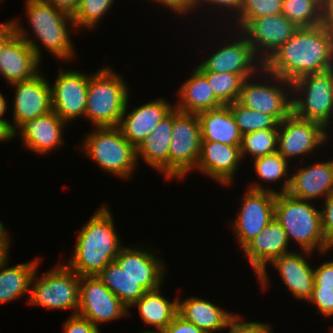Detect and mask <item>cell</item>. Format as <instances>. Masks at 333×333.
<instances>
[{"mask_svg": "<svg viewBox=\"0 0 333 333\" xmlns=\"http://www.w3.org/2000/svg\"><path fill=\"white\" fill-rule=\"evenodd\" d=\"M323 24L333 29V0H325L322 4Z\"/></svg>", "mask_w": 333, "mask_h": 333, "instance_id": "obj_50", "label": "cell"}, {"mask_svg": "<svg viewBox=\"0 0 333 333\" xmlns=\"http://www.w3.org/2000/svg\"><path fill=\"white\" fill-rule=\"evenodd\" d=\"M328 137L322 124L291 113L278 124L277 151L288 161L313 153L320 144L326 143Z\"/></svg>", "mask_w": 333, "mask_h": 333, "instance_id": "obj_15", "label": "cell"}, {"mask_svg": "<svg viewBox=\"0 0 333 333\" xmlns=\"http://www.w3.org/2000/svg\"><path fill=\"white\" fill-rule=\"evenodd\" d=\"M242 320L241 315H235L229 323L228 333H273L272 326L268 323L241 322Z\"/></svg>", "mask_w": 333, "mask_h": 333, "instance_id": "obj_41", "label": "cell"}, {"mask_svg": "<svg viewBox=\"0 0 333 333\" xmlns=\"http://www.w3.org/2000/svg\"><path fill=\"white\" fill-rule=\"evenodd\" d=\"M173 127V109L136 148L137 161H144L169 179V144ZM140 156V157H139Z\"/></svg>", "mask_w": 333, "mask_h": 333, "instance_id": "obj_26", "label": "cell"}, {"mask_svg": "<svg viewBox=\"0 0 333 333\" xmlns=\"http://www.w3.org/2000/svg\"><path fill=\"white\" fill-rule=\"evenodd\" d=\"M278 129L257 130L242 136L241 156L250 154L253 158L277 152ZM246 154V155H245Z\"/></svg>", "mask_w": 333, "mask_h": 333, "instance_id": "obj_36", "label": "cell"}, {"mask_svg": "<svg viewBox=\"0 0 333 333\" xmlns=\"http://www.w3.org/2000/svg\"><path fill=\"white\" fill-rule=\"evenodd\" d=\"M128 97L124 79L113 68L104 67L89 75L84 117L95 128L118 127Z\"/></svg>", "mask_w": 333, "mask_h": 333, "instance_id": "obj_4", "label": "cell"}, {"mask_svg": "<svg viewBox=\"0 0 333 333\" xmlns=\"http://www.w3.org/2000/svg\"><path fill=\"white\" fill-rule=\"evenodd\" d=\"M15 33L14 20L0 23V50L2 46L8 41V39Z\"/></svg>", "mask_w": 333, "mask_h": 333, "instance_id": "obj_49", "label": "cell"}, {"mask_svg": "<svg viewBox=\"0 0 333 333\" xmlns=\"http://www.w3.org/2000/svg\"><path fill=\"white\" fill-rule=\"evenodd\" d=\"M274 218L286 232L288 241L294 239L306 251L326 254L332 248L327 244L321 221V211L312 201L295 198L288 193H277Z\"/></svg>", "mask_w": 333, "mask_h": 333, "instance_id": "obj_3", "label": "cell"}, {"mask_svg": "<svg viewBox=\"0 0 333 333\" xmlns=\"http://www.w3.org/2000/svg\"><path fill=\"white\" fill-rule=\"evenodd\" d=\"M284 180L278 193L308 201L322 196L326 198L333 192V160L300 168Z\"/></svg>", "mask_w": 333, "mask_h": 333, "instance_id": "obj_20", "label": "cell"}, {"mask_svg": "<svg viewBox=\"0 0 333 333\" xmlns=\"http://www.w3.org/2000/svg\"><path fill=\"white\" fill-rule=\"evenodd\" d=\"M308 302L317 305V314L321 313L326 317L333 316V289L313 287L312 294Z\"/></svg>", "mask_w": 333, "mask_h": 333, "instance_id": "obj_40", "label": "cell"}, {"mask_svg": "<svg viewBox=\"0 0 333 333\" xmlns=\"http://www.w3.org/2000/svg\"><path fill=\"white\" fill-rule=\"evenodd\" d=\"M240 146L201 141L200 158L195 170L199 169L219 184H231L242 160Z\"/></svg>", "mask_w": 333, "mask_h": 333, "instance_id": "obj_22", "label": "cell"}, {"mask_svg": "<svg viewBox=\"0 0 333 333\" xmlns=\"http://www.w3.org/2000/svg\"><path fill=\"white\" fill-rule=\"evenodd\" d=\"M6 99L0 92V124L11 134V123L7 121L3 116L7 111Z\"/></svg>", "mask_w": 333, "mask_h": 333, "instance_id": "obj_51", "label": "cell"}, {"mask_svg": "<svg viewBox=\"0 0 333 333\" xmlns=\"http://www.w3.org/2000/svg\"><path fill=\"white\" fill-rule=\"evenodd\" d=\"M324 200L325 207L321 210L322 231L327 244L333 249V192Z\"/></svg>", "mask_w": 333, "mask_h": 333, "instance_id": "obj_42", "label": "cell"}, {"mask_svg": "<svg viewBox=\"0 0 333 333\" xmlns=\"http://www.w3.org/2000/svg\"><path fill=\"white\" fill-rule=\"evenodd\" d=\"M160 333H205L191 322L185 320L179 314Z\"/></svg>", "mask_w": 333, "mask_h": 333, "instance_id": "obj_45", "label": "cell"}, {"mask_svg": "<svg viewBox=\"0 0 333 333\" xmlns=\"http://www.w3.org/2000/svg\"><path fill=\"white\" fill-rule=\"evenodd\" d=\"M288 244L286 232L273 218L264 230L242 249L259 279L261 288L266 290L268 286L267 264L288 253Z\"/></svg>", "mask_w": 333, "mask_h": 333, "instance_id": "obj_19", "label": "cell"}, {"mask_svg": "<svg viewBox=\"0 0 333 333\" xmlns=\"http://www.w3.org/2000/svg\"><path fill=\"white\" fill-rule=\"evenodd\" d=\"M287 161L278 151L262 157L254 159V168L257 177L263 182H276L283 179L284 176H289Z\"/></svg>", "mask_w": 333, "mask_h": 333, "instance_id": "obj_39", "label": "cell"}, {"mask_svg": "<svg viewBox=\"0 0 333 333\" xmlns=\"http://www.w3.org/2000/svg\"><path fill=\"white\" fill-rule=\"evenodd\" d=\"M140 248L122 246L114 261L128 277L139 282L146 291L156 290L164 283V262L160 257H155L156 254L153 255L152 251Z\"/></svg>", "mask_w": 333, "mask_h": 333, "instance_id": "obj_21", "label": "cell"}, {"mask_svg": "<svg viewBox=\"0 0 333 333\" xmlns=\"http://www.w3.org/2000/svg\"><path fill=\"white\" fill-rule=\"evenodd\" d=\"M184 300L178 297V314L205 333L228 329L231 319L236 315L206 299L189 297Z\"/></svg>", "mask_w": 333, "mask_h": 333, "instance_id": "obj_27", "label": "cell"}, {"mask_svg": "<svg viewBox=\"0 0 333 333\" xmlns=\"http://www.w3.org/2000/svg\"><path fill=\"white\" fill-rule=\"evenodd\" d=\"M298 28L286 16L277 14L252 19L240 32L246 36L255 55L265 63Z\"/></svg>", "mask_w": 333, "mask_h": 333, "instance_id": "obj_16", "label": "cell"}, {"mask_svg": "<svg viewBox=\"0 0 333 333\" xmlns=\"http://www.w3.org/2000/svg\"><path fill=\"white\" fill-rule=\"evenodd\" d=\"M201 152V124L197 114L173 108L169 144V179L187 176L198 164ZM189 172V173H188Z\"/></svg>", "mask_w": 333, "mask_h": 333, "instance_id": "obj_9", "label": "cell"}, {"mask_svg": "<svg viewBox=\"0 0 333 333\" xmlns=\"http://www.w3.org/2000/svg\"><path fill=\"white\" fill-rule=\"evenodd\" d=\"M114 225L111 212L102 205L79 230L74 256L66 261L79 276L97 275L118 256L123 245Z\"/></svg>", "mask_w": 333, "mask_h": 333, "instance_id": "obj_2", "label": "cell"}, {"mask_svg": "<svg viewBox=\"0 0 333 333\" xmlns=\"http://www.w3.org/2000/svg\"><path fill=\"white\" fill-rule=\"evenodd\" d=\"M154 2L164 5V7H168L170 11H174L180 15H188L189 12L192 13L193 10H196L197 4V0H154Z\"/></svg>", "mask_w": 333, "mask_h": 333, "instance_id": "obj_46", "label": "cell"}, {"mask_svg": "<svg viewBox=\"0 0 333 333\" xmlns=\"http://www.w3.org/2000/svg\"><path fill=\"white\" fill-rule=\"evenodd\" d=\"M128 101L129 97L118 128L121 130L123 136L137 148L174 106H170V103L168 104L166 99L159 98L133 108L128 113Z\"/></svg>", "mask_w": 333, "mask_h": 333, "instance_id": "obj_23", "label": "cell"}, {"mask_svg": "<svg viewBox=\"0 0 333 333\" xmlns=\"http://www.w3.org/2000/svg\"><path fill=\"white\" fill-rule=\"evenodd\" d=\"M239 33L240 31L237 35L236 33L234 35L237 40L233 37V43L232 41L230 44L226 43L225 45L224 43L220 48H217L215 53L213 52L211 56H208V59L197 65L196 68L200 72L239 74L244 79L255 75L258 76V72L264 68V63L255 55L246 36L242 32ZM234 40L236 41L234 42Z\"/></svg>", "mask_w": 333, "mask_h": 333, "instance_id": "obj_13", "label": "cell"}, {"mask_svg": "<svg viewBox=\"0 0 333 333\" xmlns=\"http://www.w3.org/2000/svg\"><path fill=\"white\" fill-rule=\"evenodd\" d=\"M34 272L28 302L47 309L79 310L80 276L67 264H59L41 277Z\"/></svg>", "mask_w": 333, "mask_h": 333, "instance_id": "obj_8", "label": "cell"}, {"mask_svg": "<svg viewBox=\"0 0 333 333\" xmlns=\"http://www.w3.org/2000/svg\"><path fill=\"white\" fill-rule=\"evenodd\" d=\"M25 7L35 38L57 59L72 60L75 50L68 31V23L75 28L72 15L45 0H26Z\"/></svg>", "mask_w": 333, "mask_h": 333, "instance_id": "obj_5", "label": "cell"}, {"mask_svg": "<svg viewBox=\"0 0 333 333\" xmlns=\"http://www.w3.org/2000/svg\"><path fill=\"white\" fill-rule=\"evenodd\" d=\"M54 7L59 8L70 15H73L79 5V0H45Z\"/></svg>", "mask_w": 333, "mask_h": 333, "instance_id": "obj_48", "label": "cell"}, {"mask_svg": "<svg viewBox=\"0 0 333 333\" xmlns=\"http://www.w3.org/2000/svg\"><path fill=\"white\" fill-rule=\"evenodd\" d=\"M86 136L83 138L82 150L99 167L121 179L132 177L138 165L136 148L118 127L96 128Z\"/></svg>", "mask_w": 333, "mask_h": 333, "instance_id": "obj_6", "label": "cell"}, {"mask_svg": "<svg viewBox=\"0 0 333 333\" xmlns=\"http://www.w3.org/2000/svg\"><path fill=\"white\" fill-rule=\"evenodd\" d=\"M96 276L128 309L147 292L139 282L128 277L115 261Z\"/></svg>", "mask_w": 333, "mask_h": 333, "instance_id": "obj_32", "label": "cell"}, {"mask_svg": "<svg viewBox=\"0 0 333 333\" xmlns=\"http://www.w3.org/2000/svg\"><path fill=\"white\" fill-rule=\"evenodd\" d=\"M15 88L11 135L26 121L52 111L51 87L42 73L33 78L11 84Z\"/></svg>", "mask_w": 333, "mask_h": 333, "instance_id": "obj_18", "label": "cell"}, {"mask_svg": "<svg viewBox=\"0 0 333 333\" xmlns=\"http://www.w3.org/2000/svg\"><path fill=\"white\" fill-rule=\"evenodd\" d=\"M259 74H263L264 79L271 77L270 81L273 80V83H275L271 84L269 79H266L264 83H262V80L260 83L258 81L255 83L253 81L255 80L254 77L245 79L238 102L248 109L272 115L280 123L292 113V91H289L292 90V83L268 73L264 68ZM287 88L289 89L288 92Z\"/></svg>", "mask_w": 333, "mask_h": 333, "instance_id": "obj_10", "label": "cell"}, {"mask_svg": "<svg viewBox=\"0 0 333 333\" xmlns=\"http://www.w3.org/2000/svg\"><path fill=\"white\" fill-rule=\"evenodd\" d=\"M318 1H320L322 4L325 2V0H318Z\"/></svg>", "mask_w": 333, "mask_h": 333, "instance_id": "obj_55", "label": "cell"}, {"mask_svg": "<svg viewBox=\"0 0 333 333\" xmlns=\"http://www.w3.org/2000/svg\"><path fill=\"white\" fill-rule=\"evenodd\" d=\"M301 251L302 254L293 251L285 253L273 259L270 264L277 269L285 286L297 299L308 301L314 285V269L303 255L306 254L308 257L312 252L302 249Z\"/></svg>", "mask_w": 333, "mask_h": 333, "instance_id": "obj_25", "label": "cell"}, {"mask_svg": "<svg viewBox=\"0 0 333 333\" xmlns=\"http://www.w3.org/2000/svg\"><path fill=\"white\" fill-rule=\"evenodd\" d=\"M282 3L283 0H243L238 17H233L235 25L241 31L252 19L281 14Z\"/></svg>", "mask_w": 333, "mask_h": 333, "instance_id": "obj_38", "label": "cell"}, {"mask_svg": "<svg viewBox=\"0 0 333 333\" xmlns=\"http://www.w3.org/2000/svg\"><path fill=\"white\" fill-rule=\"evenodd\" d=\"M160 291V287L147 291L132 305V307L137 306L146 325L155 326L157 329L140 333H160L178 314V298L171 302L162 296Z\"/></svg>", "mask_w": 333, "mask_h": 333, "instance_id": "obj_30", "label": "cell"}, {"mask_svg": "<svg viewBox=\"0 0 333 333\" xmlns=\"http://www.w3.org/2000/svg\"><path fill=\"white\" fill-rule=\"evenodd\" d=\"M6 259L0 265V304L8 303L27 294L30 295L31 282L39 260H31L6 268Z\"/></svg>", "mask_w": 333, "mask_h": 333, "instance_id": "obj_31", "label": "cell"}, {"mask_svg": "<svg viewBox=\"0 0 333 333\" xmlns=\"http://www.w3.org/2000/svg\"><path fill=\"white\" fill-rule=\"evenodd\" d=\"M227 106L230 108L242 136L257 130L278 129L279 122L272 115L248 109L238 101Z\"/></svg>", "mask_w": 333, "mask_h": 333, "instance_id": "obj_34", "label": "cell"}, {"mask_svg": "<svg viewBox=\"0 0 333 333\" xmlns=\"http://www.w3.org/2000/svg\"><path fill=\"white\" fill-rule=\"evenodd\" d=\"M313 287L333 289V261L322 263L314 269Z\"/></svg>", "mask_w": 333, "mask_h": 333, "instance_id": "obj_44", "label": "cell"}, {"mask_svg": "<svg viewBox=\"0 0 333 333\" xmlns=\"http://www.w3.org/2000/svg\"><path fill=\"white\" fill-rule=\"evenodd\" d=\"M202 1V2H201ZM204 3L205 5L208 4L213 7H218L221 10L226 9L230 11V13L234 12L238 16L243 4V0H197L196 9ZM232 9V10H231Z\"/></svg>", "mask_w": 333, "mask_h": 333, "instance_id": "obj_47", "label": "cell"}, {"mask_svg": "<svg viewBox=\"0 0 333 333\" xmlns=\"http://www.w3.org/2000/svg\"><path fill=\"white\" fill-rule=\"evenodd\" d=\"M89 74L59 70L51 87L52 111L67 124L86 111Z\"/></svg>", "mask_w": 333, "mask_h": 333, "instance_id": "obj_17", "label": "cell"}, {"mask_svg": "<svg viewBox=\"0 0 333 333\" xmlns=\"http://www.w3.org/2000/svg\"><path fill=\"white\" fill-rule=\"evenodd\" d=\"M273 75L293 82L333 68V29L325 24L298 28L264 64Z\"/></svg>", "mask_w": 333, "mask_h": 333, "instance_id": "obj_1", "label": "cell"}, {"mask_svg": "<svg viewBox=\"0 0 333 333\" xmlns=\"http://www.w3.org/2000/svg\"><path fill=\"white\" fill-rule=\"evenodd\" d=\"M281 14L299 28L323 23L322 3L318 0H283Z\"/></svg>", "mask_w": 333, "mask_h": 333, "instance_id": "obj_33", "label": "cell"}, {"mask_svg": "<svg viewBox=\"0 0 333 333\" xmlns=\"http://www.w3.org/2000/svg\"><path fill=\"white\" fill-rule=\"evenodd\" d=\"M7 234L6 228L3 223L0 221V245H5L9 249L10 236Z\"/></svg>", "mask_w": 333, "mask_h": 333, "instance_id": "obj_52", "label": "cell"}, {"mask_svg": "<svg viewBox=\"0 0 333 333\" xmlns=\"http://www.w3.org/2000/svg\"><path fill=\"white\" fill-rule=\"evenodd\" d=\"M278 191L264 189L260 183H251L245 193L238 216L232 221L237 242L243 249L264 230L274 218V206Z\"/></svg>", "mask_w": 333, "mask_h": 333, "instance_id": "obj_12", "label": "cell"}, {"mask_svg": "<svg viewBox=\"0 0 333 333\" xmlns=\"http://www.w3.org/2000/svg\"><path fill=\"white\" fill-rule=\"evenodd\" d=\"M13 139L12 135L0 124V141Z\"/></svg>", "mask_w": 333, "mask_h": 333, "instance_id": "obj_54", "label": "cell"}, {"mask_svg": "<svg viewBox=\"0 0 333 333\" xmlns=\"http://www.w3.org/2000/svg\"><path fill=\"white\" fill-rule=\"evenodd\" d=\"M113 2L114 0H79L78 8L72 15L75 27L92 30L110 10Z\"/></svg>", "mask_w": 333, "mask_h": 333, "instance_id": "obj_37", "label": "cell"}, {"mask_svg": "<svg viewBox=\"0 0 333 333\" xmlns=\"http://www.w3.org/2000/svg\"><path fill=\"white\" fill-rule=\"evenodd\" d=\"M197 115L201 124V141L241 145L242 134L227 105L213 110L202 111Z\"/></svg>", "mask_w": 333, "mask_h": 333, "instance_id": "obj_28", "label": "cell"}, {"mask_svg": "<svg viewBox=\"0 0 333 333\" xmlns=\"http://www.w3.org/2000/svg\"><path fill=\"white\" fill-rule=\"evenodd\" d=\"M214 92L215 97L223 104L230 105L238 101L243 81L239 74L201 72Z\"/></svg>", "mask_w": 333, "mask_h": 333, "instance_id": "obj_35", "label": "cell"}, {"mask_svg": "<svg viewBox=\"0 0 333 333\" xmlns=\"http://www.w3.org/2000/svg\"><path fill=\"white\" fill-rule=\"evenodd\" d=\"M15 33L0 50V75L9 83H17L33 78L40 72L41 49L28 31L14 19ZM21 26V27H20Z\"/></svg>", "mask_w": 333, "mask_h": 333, "instance_id": "obj_11", "label": "cell"}, {"mask_svg": "<svg viewBox=\"0 0 333 333\" xmlns=\"http://www.w3.org/2000/svg\"><path fill=\"white\" fill-rule=\"evenodd\" d=\"M291 91L292 113L296 117L329 128L333 114V68L293 81Z\"/></svg>", "mask_w": 333, "mask_h": 333, "instance_id": "obj_7", "label": "cell"}, {"mask_svg": "<svg viewBox=\"0 0 333 333\" xmlns=\"http://www.w3.org/2000/svg\"><path fill=\"white\" fill-rule=\"evenodd\" d=\"M67 123L54 111L23 123L12 137L19 134L25 148L35 154H47L64 143L63 129ZM20 130V131H19Z\"/></svg>", "mask_w": 333, "mask_h": 333, "instance_id": "obj_24", "label": "cell"}, {"mask_svg": "<svg viewBox=\"0 0 333 333\" xmlns=\"http://www.w3.org/2000/svg\"><path fill=\"white\" fill-rule=\"evenodd\" d=\"M64 333H100V330L87 318L74 314L64 322Z\"/></svg>", "mask_w": 333, "mask_h": 333, "instance_id": "obj_43", "label": "cell"}, {"mask_svg": "<svg viewBox=\"0 0 333 333\" xmlns=\"http://www.w3.org/2000/svg\"><path fill=\"white\" fill-rule=\"evenodd\" d=\"M189 79L178 90L179 102L175 108L182 112L195 113L224 106L214 95L207 78L195 67Z\"/></svg>", "mask_w": 333, "mask_h": 333, "instance_id": "obj_29", "label": "cell"}, {"mask_svg": "<svg viewBox=\"0 0 333 333\" xmlns=\"http://www.w3.org/2000/svg\"><path fill=\"white\" fill-rule=\"evenodd\" d=\"M9 250L5 245H0V265L8 259L9 256Z\"/></svg>", "mask_w": 333, "mask_h": 333, "instance_id": "obj_53", "label": "cell"}, {"mask_svg": "<svg viewBox=\"0 0 333 333\" xmlns=\"http://www.w3.org/2000/svg\"><path fill=\"white\" fill-rule=\"evenodd\" d=\"M97 328L99 324L129 316L128 308L96 275L80 276L79 310Z\"/></svg>", "mask_w": 333, "mask_h": 333, "instance_id": "obj_14", "label": "cell"}]
</instances>
